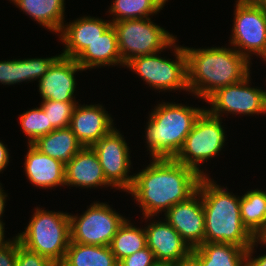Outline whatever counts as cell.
<instances>
[{
	"mask_svg": "<svg viewBox=\"0 0 266 266\" xmlns=\"http://www.w3.org/2000/svg\"><path fill=\"white\" fill-rule=\"evenodd\" d=\"M152 161V162H151ZM137 174L127 191L142 209L144 219L164 214L175 204L187 200L198 188L201 175L174 159H152Z\"/></svg>",
	"mask_w": 266,
	"mask_h": 266,
	"instance_id": "obj_1",
	"label": "cell"
},
{
	"mask_svg": "<svg viewBox=\"0 0 266 266\" xmlns=\"http://www.w3.org/2000/svg\"><path fill=\"white\" fill-rule=\"evenodd\" d=\"M189 94L207 100L215 91L235 84L250 73V61L235 48L185 47Z\"/></svg>",
	"mask_w": 266,
	"mask_h": 266,
	"instance_id": "obj_2",
	"label": "cell"
},
{
	"mask_svg": "<svg viewBox=\"0 0 266 266\" xmlns=\"http://www.w3.org/2000/svg\"><path fill=\"white\" fill-rule=\"evenodd\" d=\"M209 177H201L197 188L204 210L205 242L231 243L249 249L256 238L242 223L240 196Z\"/></svg>",
	"mask_w": 266,
	"mask_h": 266,
	"instance_id": "obj_3",
	"label": "cell"
},
{
	"mask_svg": "<svg viewBox=\"0 0 266 266\" xmlns=\"http://www.w3.org/2000/svg\"><path fill=\"white\" fill-rule=\"evenodd\" d=\"M206 108L161 102L149 113L144 136L152 159H174Z\"/></svg>",
	"mask_w": 266,
	"mask_h": 266,
	"instance_id": "obj_4",
	"label": "cell"
},
{
	"mask_svg": "<svg viewBox=\"0 0 266 266\" xmlns=\"http://www.w3.org/2000/svg\"><path fill=\"white\" fill-rule=\"evenodd\" d=\"M16 237L26 249L47 257L59 266L71 241L69 214L37 207L25 231Z\"/></svg>",
	"mask_w": 266,
	"mask_h": 266,
	"instance_id": "obj_5",
	"label": "cell"
},
{
	"mask_svg": "<svg viewBox=\"0 0 266 266\" xmlns=\"http://www.w3.org/2000/svg\"><path fill=\"white\" fill-rule=\"evenodd\" d=\"M222 119L211 115L206 109L196 119L174 160L194 169L198 174L209 176L199 167L218 156L225 146V129Z\"/></svg>",
	"mask_w": 266,
	"mask_h": 266,
	"instance_id": "obj_6",
	"label": "cell"
},
{
	"mask_svg": "<svg viewBox=\"0 0 266 266\" xmlns=\"http://www.w3.org/2000/svg\"><path fill=\"white\" fill-rule=\"evenodd\" d=\"M118 49L124 65L131 59L174 47V37L156 25L151 18L126 19L113 22Z\"/></svg>",
	"mask_w": 266,
	"mask_h": 266,
	"instance_id": "obj_7",
	"label": "cell"
},
{
	"mask_svg": "<svg viewBox=\"0 0 266 266\" xmlns=\"http://www.w3.org/2000/svg\"><path fill=\"white\" fill-rule=\"evenodd\" d=\"M174 40L175 60L160 57L162 51L144 56H138L129 60L125 66L139 75L155 90L172 91L184 90L189 92L187 87L186 53L184 46H179ZM176 43V44H175Z\"/></svg>",
	"mask_w": 266,
	"mask_h": 266,
	"instance_id": "obj_8",
	"label": "cell"
},
{
	"mask_svg": "<svg viewBox=\"0 0 266 266\" xmlns=\"http://www.w3.org/2000/svg\"><path fill=\"white\" fill-rule=\"evenodd\" d=\"M230 45L251 62V55L266 60V10L255 0L235 1Z\"/></svg>",
	"mask_w": 266,
	"mask_h": 266,
	"instance_id": "obj_9",
	"label": "cell"
},
{
	"mask_svg": "<svg viewBox=\"0 0 266 266\" xmlns=\"http://www.w3.org/2000/svg\"><path fill=\"white\" fill-rule=\"evenodd\" d=\"M70 233L71 242L110 246L114 235L126 220L107 203L94 202L87 210L78 217L71 215Z\"/></svg>",
	"mask_w": 266,
	"mask_h": 266,
	"instance_id": "obj_10",
	"label": "cell"
},
{
	"mask_svg": "<svg viewBox=\"0 0 266 266\" xmlns=\"http://www.w3.org/2000/svg\"><path fill=\"white\" fill-rule=\"evenodd\" d=\"M250 74L232 85L215 91L205 102L210 108L206 110L213 116L221 118L222 113L254 115L266 114L265 112V90L251 87Z\"/></svg>",
	"mask_w": 266,
	"mask_h": 266,
	"instance_id": "obj_11",
	"label": "cell"
},
{
	"mask_svg": "<svg viewBox=\"0 0 266 266\" xmlns=\"http://www.w3.org/2000/svg\"><path fill=\"white\" fill-rule=\"evenodd\" d=\"M116 127L91 147L96 152L106 180L118 190L128 191L133 183L130 149Z\"/></svg>",
	"mask_w": 266,
	"mask_h": 266,
	"instance_id": "obj_12",
	"label": "cell"
},
{
	"mask_svg": "<svg viewBox=\"0 0 266 266\" xmlns=\"http://www.w3.org/2000/svg\"><path fill=\"white\" fill-rule=\"evenodd\" d=\"M164 216L191 249L205 242V217L198 191L187 200L173 205Z\"/></svg>",
	"mask_w": 266,
	"mask_h": 266,
	"instance_id": "obj_13",
	"label": "cell"
},
{
	"mask_svg": "<svg viewBox=\"0 0 266 266\" xmlns=\"http://www.w3.org/2000/svg\"><path fill=\"white\" fill-rule=\"evenodd\" d=\"M85 71L73 58L60 55L40 79L38 87L42 100L75 101V73ZM74 95V96H73Z\"/></svg>",
	"mask_w": 266,
	"mask_h": 266,
	"instance_id": "obj_14",
	"label": "cell"
},
{
	"mask_svg": "<svg viewBox=\"0 0 266 266\" xmlns=\"http://www.w3.org/2000/svg\"><path fill=\"white\" fill-rule=\"evenodd\" d=\"M113 121L103 105L77 103L69 127L84 147H91L115 128Z\"/></svg>",
	"mask_w": 266,
	"mask_h": 266,
	"instance_id": "obj_15",
	"label": "cell"
},
{
	"mask_svg": "<svg viewBox=\"0 0 266 266\" xmlns=\"http://www.w3.org/2000/svg\"><path fill=\"white\" fill-rule=\"evenodd\" d=\"M144 229L147 247L154 253L158 262L175 264L192 252L189 245L165 219L152 220Z\"/></svg>",
	"mask_w": 266,
	"mask_h": 266,
	"instance_id": "obj_16",
	"label": "cell"
},
{
	"mask_svg": "<svg viewBox=\"0 0 266 266\" xmlns=\"http://www.w3.org/2000/svg\"><path fill=\"white\" fill-rule=\"evenodd\" d=\"M112 24L111 20L99 19L91 16H83L65 24L61 30L60 40L65 48L62 56L76 59L82 51Z\"/></svg>",
	"mask_w": 266,
	"mask_h": 266,
	"instance_id": "obj_17",
	"label": "cell"
},
{
	"mask_svg": "<svg viewBox=\"0 0 266 266\" xmlns=\"http://www.w3.org/2000/svg\"><path fill=\"white\" fill-rule=\"evenodd\" d=\"M65 185L87 189L113 187L105 178L96 152L89 146L83 147L65 166Z\"/></svg>",
	"mask_w": 266,
	"mask_h": 266,
	"instance_id": "obj_18",
	"label": "cell"
},
{
	"mask_svg": "<svg viewBox=\"0 0 266 266\" xmlns=\"http://www.w3.org/2000/svg\"><path fill=\"white\" fill-rule=\"evenodd\" d=\"M25 174L34 186L50 189L65 186V165L28 144L24 162Z\"/></svg>",
	"mask_w": 266,
	"mask_h": 266,
	"instance_id": "obj_19",
	"label": "cell"
},
{
	"mask_svg": "<svg viewBox=\"0 0 266 266\" xmlns=\"http://www.w3.org/2000/svg\"><path fill=\"white\" fill-rule=\"evenodd\" d=\"M84 70L102 66H125L118 49L117 33L111 24L104 33L88 45L75 59Z\"/></svg>",
	"mask_w": 266,
	"mask_h": 266,
	"instance_id": "obj_20",
	"label": "cell"
},
{
	"mask_svg": "<svg viewBox=\"0 0 266 266\" xmlns=\"http://www.w3.org/2000/svg\"><path fill=\"white\" fill-rule=\"evenodd\" d=\"M47 58H27L0 61V83L14 85L21 82L38 80L45 75L53 62L60 56Z\"/></svg>",
	"mask_w": 266,
	"mask_h": 266,
	"instance_id": "obj_21",
	"label": "cell"
},
{
	"mask_svg": "<svg viewBox=\"0 0 266 266\" xmlns=\"http://www.w3.org/2000/svg\"><path fill=\"white\" fill-rule=\"evenodd\" d=\"M32 145L42 153L59 160L65 166L84 147L70 127L54 129L37 138Z\"/></svg>",
	"mask_w": 266,
	"mask_h": 266,
	"instance_id": "obj_22",
	"label": "cell"
},
{
	"mask_svg": "<svg viewBox=\"0 0 266 266\" xmlns=\"http://www.w3.org/2000/svg\"><path fill=\"white\" fill-rule=\"evenodd\" d=\"M43 28L60 33L64 26L65 0H9Z\"/></svg>",
	"mask_w": 266,
	"mask_h": 266,
	"instance_id": "obj_23",
	"label": "cell"
},
{
	"mask_svg": "<svg viewBox=\"0 0 266 266\" xmlns=\"http://www.w3.org/2000/svg\"><path fill=\"white\" fill-rule=\"evenodd\" d=\"M247 250L231 243L204 242L191 253L200 266H247Z\"/></svg>",
	"mask_w": 266,
	"mask_h": 266,
	"instance_id": "obj_24",
	"label": "cell"
},
{
	"mask_svg": "<svg viewBox=\"0 0 266 266\" xmlns=\"http://www.w3.org/2000/svg\"><path fill=\"white\" fill-rule=\"evenodd\" d=\"M59 266H119L110 246L71 242Z\"/></svg>",
	"mask_w": 266,
	"mask_h": 266,
	"instance_id": "obj_25",
	"label": "cell"
},
{
	"mask_svg": "<svg viewBox=\"0 0 266 266\" xmlns=\"http://www.w3.org/2000/svg\"><path fill=\"white\" fill-rule=\"evenodd\" d=\"M240 213L243 225L255 238L266 233V191L255 189L240 197Z\"/></svg>",
	"mask_w": 266,
	"mask_h": 266,
	"instance_id": "obj_26",
	"label": "cell"
},
{
	"mask_svg": "<svg viewBox=\"0 0 266 266\" xmlns=\"http://www.w3.org/2000/svg\"><path fill=\"white\" fill-rule=\"evenodd\" d=\"M146 246L145 229L132 225L128 218L119 227L110 244L111 251L118 262Z\"/></svg>",
	"mask_w": 266,
	"mask_h": 266,
	"instance_id": "obj_27",
	"label": "cell"
},
{
	"mask_svg": "<svg viewBox=\"0 0 266 266\" xmlns=\"http://www.w3.org/2000/svg\"><path fill=\"white\" fill-rule=\"evenodd\" d=\"M168 0H114L109 7V14L115 16L111 22L126 19L149 18L160 13Z\"/></svg>",
	"mask_w": 266,
	"mask_h": 266,
	"instance_id": "obj_28",
	"label": "cell"
},
{
	"mask_svg": "<svg viewBox=\"0 0 266 266\" xmlns=\"http://www.w3.org/2000/svg\"><path fill=\"white\" fill-rule=\"evenodd\" d=\"M19 118L21 129L28 136V144H32L37 138L55 129L51 124H48L47 113L41 106L25 111Z\"/></svg>",
	"mask_w": 266,
	"mask_h": 266,
	"instance_id": "obj_29",
	"label": "cell"
},
{
	"mask_svg": "<svg viewBox=\"0 0 266 266\" xmlns=\"http://www.w3.org/2000/svg\"><path fill=\"white\" fill-rule=\"evenodd\" d=\"M77 103L42 100L40 106L47 113L48 124H51L55 129H59L70 126L72 113Z\"/></svg>",
	"mask_w": 266,
	"mask_h": 266,
	"instance_id": "obj_30",
	"label": "cell"
},
{
	"mask_svg": "<svg viewBox=\"0 0 266 266\" xmlns=\"http://www.w3.org/2000/svg\"><path fill=\"white\" fill-rule=\"evenodd\" d=\"M15 266H57L47 257L26 249L21 244L17 249Z\"/></svg>",
	"mask_w": 266,
	"mask_h": 266,
	"instance_id": "obj_31",
	"label": "cell"
},
{
	"mask_svg": "<svg viewBox=\"0 0 266 266\" xmlns=\"http://www.w3.org/2000/svg\"><path fill=\"white\" fill-rule=\"evenodd\" d=\"M156 262L154 253L146 246L119 261V266H152Z\"/></svg>",
	"mask_w": 266,
	"mask_h": 266,
	"instance_id": "obj_32",
	"label": "cell"
},
{
	"mask_svg": "<svg viewBox=\"0 0 266 266\" xmlns=\"http://www.w3.org/2000/svg\"><path fill=\"white\" fill-rule=\"evenodd\" d=\"M20 245L18 238L8 239L4 245L0 246V266H15L17 249Z\"/></svg>",
	"mask_w": 266,
	"mask_h": 266,
	"instance_id": "obj_33",
	"label": "cell"
},
{
	"mask_svg": "<svg viewBox=\"0 0 266 266\" xmlns=\"http://www.w3.org/2000/svg\"><path fill=\"white\" fill-rule=\"evenodd\" d=\"M258 244H262L266 246V242L262 238H256L251 245V247L247 250V266H266V254L260 256H255L252 258L254 254V247L258 246Z\"/></svg>",
	"mask_w": 266,
	"mask_h": 266,
	"instance_id": "obj_34",
	"label": "cell"
},
{
	"mask_svg": "<svg viewBox=\"0 0 266 266\" xmlns=\"http://www.w3.org/2000/svg\"><path fill=\"white\" fill-rule=\"evenodd\" d=\"M4 145V143L0 140V172H2L9 163V149Z\"/></svg>",
	"mask_w": 266,
	"mask_h": 266,
	"instance_id": "obj_35",
	"label": "cell"
},
{
	"mask_svg": "<svg viewBox=\"0 0 266 266\" xmlns=\"http://www.w3.org/2000/svg\"><path fill=\"white\" fill-rule=\"evenodd\" d=\"M173 266H200V262L192 253H190L187 257L173 264Z\"/></svg>",
	"mask_w": 266,
	"mask_h": 266,
	"instance_id": "obj_36",
	"label": "cell"
},
{
	"mask_svg": "<svg viewBox=\"0 0 266 266\" xmlns=\"http://www.w3.org/2000/svg\"><path fill=\"white\" fill-rule=\"evenodd\" d=\"M2 187V184L0 183V222L3 223L1 217L3 216V213H4V209H5V203H6V200L8 197V195L4 192V189L1 188Z\"/></svg>",
	"mask_w": 266,
	"mask_h": 266,
	"instance_id": "obj_37",
	"label": "cell"
},
{
	"mask_svg": "<svg viewBox=\"0 0 266 266\" xmlns=\"http://www.w3.org/2000/svg\"><path fill=\"white\" fill-rule=\"evenodd\" d=\"M5 223L0 222V246L4 245L6 242H8V240L5 241V227H4Z\"/></svg>",
	"mask_w": 266,
	"mask_h": 266,
	"instance_id": "obj_38",
	"label": "cell"
},
{
	"mask_svg": "<svg viewBox=\"0 0 266 266\" xmlns=\"http://www.w3.org/2000/svg\"><path fill=\"white\" fill-rule=\"evenodd\" d=\"M152 266H173L172 263L156 261Z\"/></svg>",
	"mask_w": 266,
	"mask_h": 266,
	"instance_id": "obj_39",
	"label": "cell"
},
{
	"mask_svg": "<svg viewBox=\"0 0 266 266\" xmlns=\"http://www.w3.org/2000/svg\"><path fill=\"white\" fill-rule=\"evenodd\" d=\"M255 1L266 10V0H255Z\"/></svg>",
	"mask_w": 266,
	"mask_h": 266,
	"instance_id": "obj_40",
	"label": "cell"
},
{
	"mask_svg": "<svg viewBox=\"0 0 266 266\" xmlns=\"http://www.w3.org/2000/svg\"><path fill=\"white\" fill-rule=\"evenodd\" d=\"M261 238L266 242V233Z\"/></svg>",
	"mask_w": 266,
	"mask_h": 266,
	"instance_id": "obj_41",
	"label": "cell"
},
{
	"mask_svg": "<svg viewBox=\"0 0 266 266\" xmlns=\"http://www.w3.org/2000/svg\"><path fill=\"white\" fill-rule=\"evenodd\" d=\"M265 112H266V90H265Z\"/></svg>",
	"mask_w": 266,
	"mask_h": 266,
	"instance_id": "obj_42",
	"label": "cell"
}]
</instances>
